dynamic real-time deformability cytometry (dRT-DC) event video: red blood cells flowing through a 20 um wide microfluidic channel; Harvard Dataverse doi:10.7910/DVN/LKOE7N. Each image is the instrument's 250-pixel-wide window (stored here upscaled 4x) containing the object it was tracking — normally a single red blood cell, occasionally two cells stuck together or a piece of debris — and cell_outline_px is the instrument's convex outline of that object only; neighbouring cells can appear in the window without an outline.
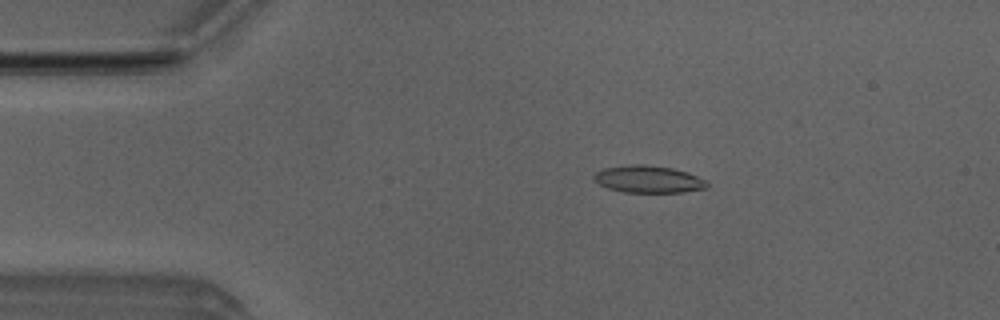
{"species": "Egyptian fruit bat (a non-hibernating species)", "species_latin": "Rousettus aegyptiacus", "temperature_condition": "room temperature", "stored_images_in_passage": 6, "camera_frame_rate_fps": 3000, "um_per_image_px": 0.085, "animal": {"sex": "male"}, "frame": {"image": 1, "passage_image": 3, "time_ms": 2.333, "image_size_px": [1000, 320], "cell_outline_px": [[708, 188], [684, 192], [624, 192], [608, 188], [600, 184], [592, 176], [596, 172], [604, 168], [632, 164], [644, 164], [672, 168], [688, 172], [704, 180], [708, 184]], "centroid_in_image_um": [55.12, 15.23], "position_along_channel_um": 29.9, "area_um2": 17.8}}